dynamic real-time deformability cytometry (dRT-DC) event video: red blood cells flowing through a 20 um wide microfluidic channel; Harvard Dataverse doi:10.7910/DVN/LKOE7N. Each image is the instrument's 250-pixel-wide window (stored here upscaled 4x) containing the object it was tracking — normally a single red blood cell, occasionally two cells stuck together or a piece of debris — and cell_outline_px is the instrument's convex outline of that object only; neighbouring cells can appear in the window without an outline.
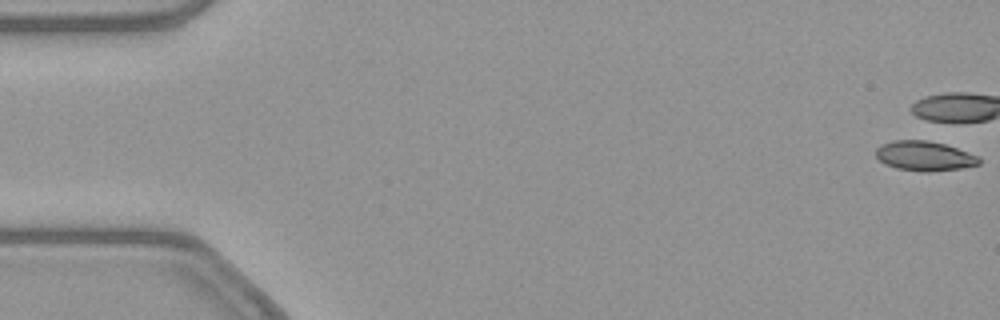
{"species": "common noctule bat (a hibernating species)", "species_latin": "Nyctalus noctula", "temperature_condition": "warm", "stored_images_in_passage": 41, "camera_frame_rate_fps": 3000, "um_per_image_px": 0.085, "animal": {"sex": "female", "body_mass_g": 21.9}, "frame": {"image": 1, "passage_image": 1, "time_ms": 0.0, "image_size_px": [1000, 320], "cell_outline_px": [[980, 164], [960, 168], [928, 172], [920, 172], [896, 168], [880, 160], [876, 156], [876, 148], [880, 144], [892, 140], [928, 140], [944, 144], [980, 156]], "centroid_in_image_um": [78.57, 13.25], "position_along_channel_um": 6.4, "area_um2": 17.86}}